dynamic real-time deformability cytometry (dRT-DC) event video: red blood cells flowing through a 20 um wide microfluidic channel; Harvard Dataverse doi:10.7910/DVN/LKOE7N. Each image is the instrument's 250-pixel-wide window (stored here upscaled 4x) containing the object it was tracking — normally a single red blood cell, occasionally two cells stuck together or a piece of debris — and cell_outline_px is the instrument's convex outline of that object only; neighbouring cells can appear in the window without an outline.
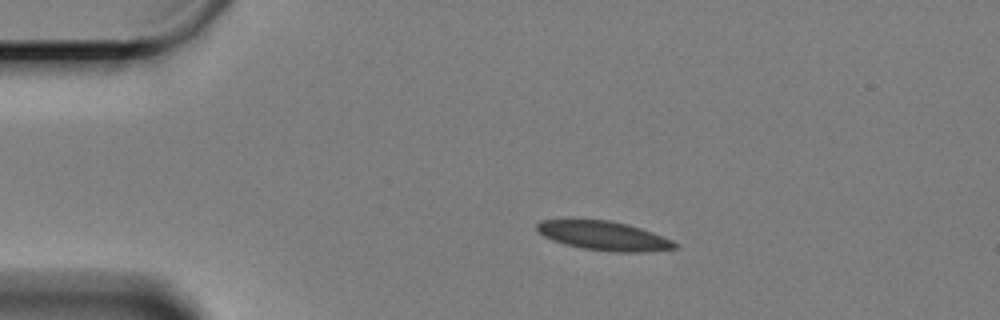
{"species": "Egyptian fruit bat (a non-hibernating species)", "species_latin": "Rousettus aegyptiacus", "temperature_condition": "cold", "stored_images_in_passage": 50, "camera_frame_rate_fps": 3000, "um_per_image_px": 0.085, "animal": {"sex": "female"}, "frame": {"image": 1, "passage_image": 1, "time_ms": 0.0, "image_size_px": [1000, 320], "cell_outline_px": [[680, 244], [676, 248], [644, 252], [612, 252], [580, 248], [564, 244], [552, 240], [544, 236], [536, 228], [536, 224], [540, 220], [608, 220], [628, 224], [652, 232], [672, 240]], "centroid_in_image_um": [51.34, 20.05], "position_along_channel_um": 33.7, "area_um2": 23.35}}
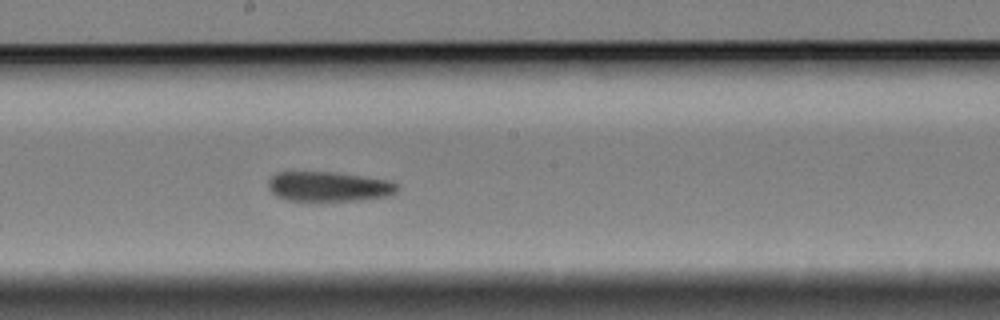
{"frame": {"image": 2, "passage_image": 22, "time_ms": 7.0, "image_size_px": [1000, 320], "cell_outline_px": [[400, 188], [392, 196], [364, 200], [288, 200], [276, 196], [268, 188], [268, 180], [276, 172], [336, 172], [392, 180], [400, 184]], "centroid_in_image_um": [28.03, 15.85], "position_along_channel_um": 220.2, "area_um2": 22.77}}
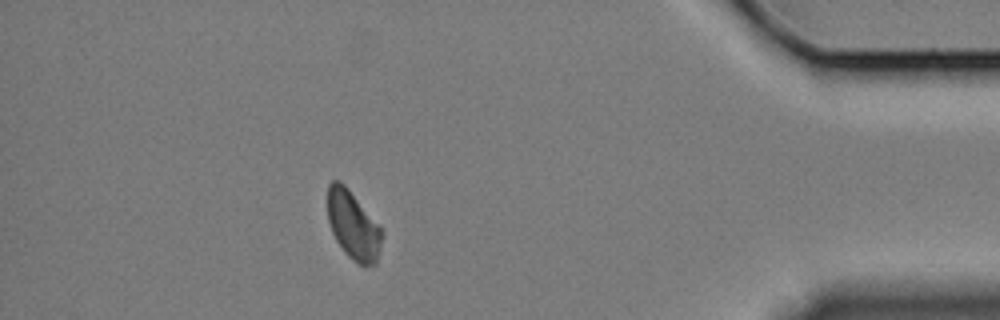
{"frame": {"image": 3, "passage_image": 43, "time_ms": 14.0, "image_size_px": [1000, 320], "cell_outline_px": [[384, 232], [376, 264], [364, 268], [352, 260], [344, 252], [336, 240], [332, 232], [328, 220], [328, 184], [332, 180], [340, 180], [348, 188], [380, 224]], "centroid_in_image_um": [30.05, 19.17], "position_along_channel_um": 405.2, "area_um2": 22.14}, "authors_computed_cell_mechanics": {"area_um2": 23.1489, "velocity_mm_per_s": 3.2684, "shape_relaxation_time_tau1_ms": null, "shape_relaxation_time_tau2_ms": 7.2631, "deformation_change_tau1": null, "deformation_change_tau2": 0.1149}}